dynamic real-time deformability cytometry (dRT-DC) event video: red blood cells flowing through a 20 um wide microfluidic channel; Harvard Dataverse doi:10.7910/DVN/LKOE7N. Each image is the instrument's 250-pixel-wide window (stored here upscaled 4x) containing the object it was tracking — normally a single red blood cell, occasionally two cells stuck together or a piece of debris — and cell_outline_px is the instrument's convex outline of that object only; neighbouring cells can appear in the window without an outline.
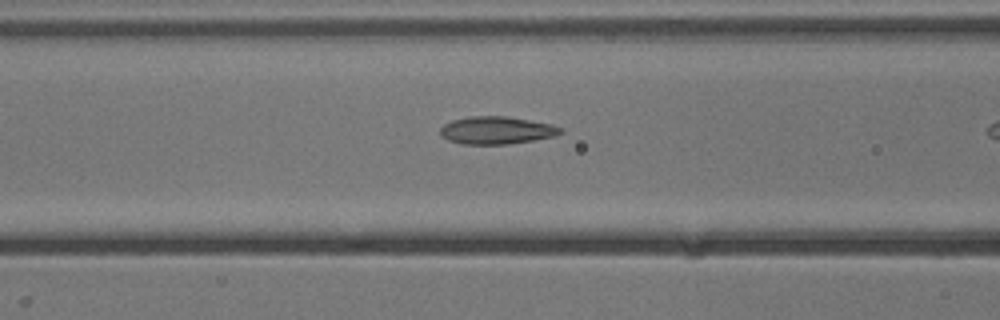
{"species": "common noctule bat (a hibernating species)", "species_latin": "Nyctalus noctula", "temperature_condition": "cold", "stored_images_in_passage": 11, "camera_frame_rate_fps": 3000, "um_per_image_px": 0.085, "animal": {"sex": "male", "body_mass_g": 13.3}, "frame": {"image": 1, "passage_image": 10, "time_ms": 3.0, "image_size_px": [1000, 320], "cell_outline_px": [[564, 132], [556, 136], [508, 144], [460, 144], [448, 140], [440, 136], [440, 128], [444, 124], [452, 120], [468, 116], [508, 116], [552, 124], [560, 128]], "centroid_in_image_um": [42.18, 11.07], "position_along_channel_um": 124.4, "area_um2": 19.48}}